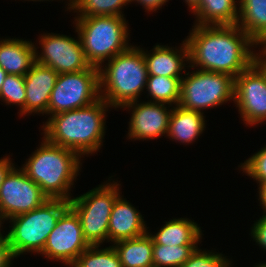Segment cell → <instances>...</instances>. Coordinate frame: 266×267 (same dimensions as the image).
Masks as SVG:
<instances>
[{"label":"cell","mask_w":266,"mask_h":267,"mask_svg":"<svg viewBox=\"0 0 266 267\" xmlns=\"http://www.w3.org/2000/svg\"><path fill=\"white\" fill-rule=\"evenodd\" d=\"M130 3L129 0H74L72 10L77 17L88 16H120L124 17L122 10ZM123 7V8H122Z\"/></svg>","instance_id":"25"},{"label":"cell","mask_w":266,"mask_h":267,"mask_svg":"<svg viewBox=\"0 0 266 267\" xmlns=\"http://www.w3.org/2000/svg\"><path fill=\"white\" fill-rule=\"evenodd\" d=\"M0 100L6 105H18L20 107V115L25 116V79L20 75H7L0 90Z\"/></svg>","instance_id":"28"},{"label":"cell","mask_w":266,"mask_h":267,"mask_svg":"<svg viewBox=\"0 0 266 267\" xmlns=\"http://www.w3.org/2000/svg\"><path fill=\"white\" fill-rule=\"evenodd\" d=\"M165 225L161 227L155 234H150L153 244H161L165 246H198L202 239L201 227L189 218L171 219L165 221Z\"/></svg>","instance_id":"19"},{"label":"cell","mask_w":266,"mask_h":267,"mask_svg":"<svg viewBox=\"0 0 266 267\" xmlns=\"http://www.w3.org/2000/svg\"><path fill=\"white\" fill-rule=\"evenodd\" d=\"M68 207L67 200L48 199L28 213L11 217L5 246L8 259L14 260L24 252L40 254L47 237Z\"/></svg>","instance_id":"5"},{"label":"cell","mask_w":266,"mask_h":267,"mask_svg":"<svg viewBox=\"0 0 266 267\" xmlns=\"http://www.w3.org/2000/svg\"><path fill=\"white\" fill-rule=\"evenodd\" d=\"M180 45L178 49H174L168 45L158 44L151 50L152 54L140 48L143 51L148 75L183 78L181 72L184 70L186 73L185 67H189L186 66L189 64V50L186 40Z\"/></svg>","instance_id":"17"},{"label":"cell","mask_w":266,"mask_h":267,"mask_svg":"<svg viewBox=\"0 0 266 267\" xmlns=\"http://www.w3.org/2000/svg\"><path fill=\"white\" fill-rule=\"evenodd\" d=\"M75 32L81 41L88 62L100 68L117 54L128 50L129 30L125 17L88 16L76 17Z\"/></svg>","instance_id":"6"},{"label":"cell","mask_w":266,"mask_h":267,"mask_svg":"<svg viewBox=\"0 0 266 267\" xmlns=\"http://www.w3.org/2000/svg\"><path fill=\"white\" fill-rule=\"evenodd\" d=\"M138 102V103H137ZM157 102L134 101L121 108L132 109L129 121L128 138L131 140H149L164 136L168 132L171 105Z\"/></svg>","instance_id":"14"},{"label":"cell","mask_w":266,"mask_h":267,"mask_svg":"<svg viewBox=\"0 0 266 267\" xmlns=\"http://www.w3.org/2000/svg\"><path fill=\"white\" fill-rule=\"evenodd\" d=\"M258 192H259V201L260 205L262 206V210H264L263 214L266 215V182H262L261 184L258 185Z\"/></svg>","instance_id":"34"},{"label":"cell","mask_w":266,"mask_h":267,"mask_svg":"<svg viewBox=\"0 0 266 267\" xmlns=\"http://www.w3.org/2000/svg\"><path fill=\"white\" fill-rule=\"evenodd\" d=\"M216 253V254H215ZM232 261L222 253L201 250L198 247L180 267H230Z\"/></svg>","instance_id":"29"},{"label":"cell","mask_w":266,"mask_h":267,"mask_svg":"<svg viewBox=\"0 0 266 267\" xmlns=\"http://www.w3.org/2000/svg\"><path fill=\"white\" fill-rule=\"evenodd\" d=\"M27 1H29V0H27ZM30 1H49V0H30ZM53 1V0H52ZM70 3H68V4H66V5H68L69 7H67V10H70V11H72V7H73V4H74V0H68Z\"/></svg>","instance_id":"41"},{"label":"cell","mask_w":266,"mask_h":267,"mask_svg":"<svg viewBox=\"0 0 266 267\" xmlns=\"http://www.w3.org/2000/svg\"><path fill=\"white\" fill-rule=\"evenodd\" d=\"M260 265L262 266V267H266V263L264 262V263H260Z\"/></svg>","instance_id":"43"},{"label":"cell","mask_w":266,"mask_h":267,"mask_svg":"<svg viewBox=\"0 0 266 267\" xmlns=\"http://www.w3.org/2000/svg\"><path fill=\"white\" fill-rule=\"evenodd\" d=\"M100 98L99 68L61 73L50 94L47 115L83 108Z\"/></svg>","instance_id":"9"},{"label":"cell","mask_w":266,"mask_h":267,"mask_svg":"<svg viewBox=\"0 0 266 267\" xmlns=\"http://www.w3.org/2000/svg\"><path fill=\"white\" fill-rule=\"evenodd\" d=\"M10 156H5L3 159H0V187L4 182L5 177L8 173L14 168V163H12L9 158Z\"/></svg>","instance_id":"33"},{"label":"cell","mask_w":266,"mask_h":267,"mask_svg":"<svg viewBox=\"0 0 266 267\" xmlns=\"http://www.w3.org/2000/svg\"><path fill=\"white\" fill-rule=\"evenodd\" d=\"M131 2H137L142 5L147 12H154L156 10L161 9V7L166 4L169 0H129Z\"/></svg>","instance_id":"32"},{"label":"cell","mask_w":266,"mask_h":267,"mask_svg":"<svg viewBox=\"0 0 266 267\" xmlns=\"http://www.w3.org/2000/svg\"><path fill=\"white\" fill-rule=\"evenodd\" d=\"M234 103L244 124L266 121V74L255 62L235 77Z\"/></svg>","instance_id":"12"},{"label":"cell","mask_w":266,"mask_h":267,"mask_svg":"<svg viewBox=\"0 0 266 267\" xmlns=\"http://www.w3.org/2000/svg\"><path fill=\"white\" fill-rule=\"evenodd\" d=\"M8 74L6 73V71H4L1 67H0V90L2 88V85H3V82L5 80V77L7 76Z\"/></svg>","instance_id":"39"},{"label":"cell","mask_w":266,"mask_h":267,"mask_svg":"<svg viewBox=\"0 0 266 267\" xmlns=\"http://www.w3.org/2000/svg\"><path fill=\"white\" fill-rule=\"evenodd\" d=\"M137 209L119 195L112 207L109 220V242L137 238L148 232V227Z\"/></svg>","instance_id":"16"},{"label":"cell","mask_w":266,"mask_h":267,"mask_svg":"<svg viewBox=\"0 0 266 267\" xmlns=\"http://www.w3.org/2000/svg\"><path fill=\"white\" fill-rule=\"evenodd\" d=\"M122 267H153V239L150 234L113 244Z\"/></svg>","instance_id":"21"},{"label":"cell","mask_w":266,"mask_h":267,"mask_svg":"<svg viewBox=\"0 0 266 267\" xmlns=\"http://www.w3.org/2000/svg\"><path fill=\"white\" fill-rule=\"evenodd\" d=\"M148 71L140 46H131L99 68L100 97L110 108L138 101L146 88ZM103 88V89H102Z\"/></svg>","instance_id":"4"},{"label":"cell","mask_w":266,"mask_h":267,"mask_svg":"<svg viewBox=\"0 0 266 267\" xmlns=\"http://www.w3.org/2000/svg\"><path fill=\"white\" fill-rule=\"evenodd\" d=\"M203 114L179 105L173 106L166 137L182 144H191L202 134L203 130L205 131Z\"/></svg>","instance_id":"20"},{"label":"cell","mask_w":266,"mask_h":267,"mask_svg":"<svg viewBox=\"0 0 266 267\" xmlns=\"http://www.w3.org/2000/svg\"><path fill=\"white\" fill-rule=\"evenodd\" d=\"M109 107L100 98L89 106L49 116L41 129L43 137L52 144L76 152L80 157L92 155L103 145Z\"/></svg>","instance_id":"2"},{"label":"cell","mask_w":266,"mask_h":267,"mask_svg":"<svg viewBox=\"0 0 266 267\" xmlns=\"http://www.w3.org/2000/svg\"><path fill=\"white\" fill-rule=\"evenodd\" d=\"M251 236L253 240L259 245V247L264 248L266 251V215L263 214L254 224L251 229Z\"/></svg>","instance_id":"31"},{"label":"cell","mask_w":266,"mask_h":267,"mask_svg":"<svg viewBox=\"0 0 266 267\" xmlns=\"http://www.w3.org/2000/svg\"><path fill=\"white\" fill-rule=\"evenodd\" d=\"M197 247L153 244V267H180Z\"/></svg>","instance_id":"27"},{"label":"cell","mask_w":266,"mask_h":267,"mask_svg":"<svg viewBox=\"0 0 266 267\" xmlns=\"http://www.w3.org/2000/svg\"><path fill=\"white\" fill-rule=\"evenodd\" d=\"M235 0H201L192 12L194 25H237L239 8Z\"/></svg>","instance_id":"22"},{"label":"cell","mask_w":266,"mask_h":267,"mask_svg":"<svg viewBox=\"0 0 266 267\" xmlns=\"http://www.w3.org/2000/svg\"><path fill=\"white\" fill-rule=\"evenodd\" d=\"M181 79L165 76L148 75L146 91L151 100L148 102L178 105L180 99ZM153 99V100H152Z\"/></svg>","instance_id":"24"},{"label":"cell","mask_w":266,"mask_h":267,"mask_svg":"<svg viewBox=\"0 0 266 267\" xmlns=\"http://www.w3.org/2000/svg\"><path fill=\"white\" fill-rule=\"evenodd\" d=\"M31 155L21 168L26 175L40 186L49 199L70 201L72 196L69 191L81 170V157L70 149L48 142L44 137L40 147Z\"/></svg>","instance_id":"3"},{"label":"cell","mask_w":266,"mask_h":267,"mask_svg":"<svg viewBox=\"0 0 266 267\" xmlns=\"http://www.w3.org/2000/svg\"><path fill=\"white\" fill-rule=\"evenodd\" d=\"M78 40L56 33H45L39 37L41 54L36 49V62L40 65L54 69L58 74L78 72L90 69L79 36Z\"/></svg>","instance_id":"11"},{"label":"cell","mask_w":266,"mask_h":267,"mask_svg":"<svg viewBox=\"0 0 266 267\" xmlns=\"http://www.w3.org/2000/svg\"><path fill=\"white\" fill-rule=\"evenodd\" d=\"M191 73L188 71L181 79L180 107L204 113L203 110L234 101V77L199 69Z\"/></svg>","instance_id":"8"},{"label":"cell","mask_w":266,"mask_h":267,"mask_svg":"<svg viewBox=\"0 0 266 267\" xmlns=\"http://www.w3.org/2000/svg\"><path fill=\"white\" fill-rule=\"evenodd\" d=\"M58 73L37 62L25 74V115L47 114L50 94L58 78Z\"/></svg>","instance_id":"15"},{"label":"cell","mask_w":266,"mask_h":267,"mask_svg":"<svg viewBox=\"0 0 266 267\" xmlns=\"http://www.w3.org/2000/svg\"><path fill=\"white\" fill-rule=\"evenodd\" d=\"M192 27L185 38L189 67L235 78L255 62L256 51L252 47L258 46L238 25Z\"/></svg>","instance_id":"1"},{"label":"cell","mask_w":266,"mask_h":267,"mask_svg":"<svg viewBox=\"0 0 266 267\" xmlns=\"http://www.w3.org/2000/svg\"><path fill=\"white\" fill-rule=\"evenodd\" d=\"M260 45L262 48L260 52L266 57V38L258 44L259 47Z\"/></svg>","instance_id":"40"},{"label":"cell","mask_w":266,"mask_h":267,"mask_svg":"<svg viewBox=\"0 0 266 267\" xmlns=\"http://www.w3.org/2000/svg\"><path fill=\"white\" fill-rule=\"evenodd\" d=\"M237 25L258 45L266 38V0H240Z\"/></svg>","instance_id":"23"},{"label":"cell","mask_w":266,"mask_h":267,"mask_svg":"<svg viewBox=\"0 0 266 267\" xmlns=\"http://www.w3.org/2000/svg\"><path fill=\"white\" fill-rule=\"evenodd\" d=\"M5 220H7L6 218H5V216H4V214H3V212L0 210V242H7V234H5V236L4 235H2V233H1V226H2V224H3V222L5 221ZM3 221V222H2Z\"/></svg>","instance_id":"38"},{"label":"cell","mask_w":266,"mask_h":267,"mask_svg":"<svg viewBox=\"0 0 266 267\" xmlns=\"http://www.w3.org/2000/svg\"><path fill=\"white\" fill-rule=\"evenodd\" d=\"M240 165L243 173L256 180L257 184L266 182V145Z\"/></svg>","instance_id":"30"},{"label":"cell","mask_w":266,"mask_h":267,"mask_svg":"<svg viewBox=\"0 0 266 267\" xmlns=\"http://www.w3.org/2000/svg\"><path fill=\"white\" fill-rule=\"evenodd\" d=\"M255 63L264 71L266 74V57L260 52L255 54Z\"/></svg>","instance_id":"35"},{"label":"cell","mask_w":266,"mask_h":267,"mask_svg":"<svg viewBox=\"0 0 266 267\" xmlns=\"http://www.w3.org/2000/svg\"><path fill=\"white\" fill-rule=\"evenodd\" d=\"M48 199L20 167H14L0 187V210L7 220L36 209Z\"/></svg>","instance_id":"13"},{"label":"cell","mask_w":266,"mask_h":267,"mask_svg":"<svg viewBox=\"0 0 266 267\" xmlns=\"http://www.w3.org/2000/svg\"><path fill=\"white\" fill-rule=\"evenodd\" d=\"M99 247L100 245H90L70 267H122L113 245L102 249Z\"/></svg>","instance_id":"26"},{"label":"cell","mask_w":266,"mask_h":267,"mask_svg":"<svg viewBox=\"0 0 266 267\" xmlns=\"http://www.w3.org/2000/svg\"><path fill=\"white\" fill-rule=\"evenodd\" d=\"M5 246L6 242H0V267L8 260Z\"/></svg>","instance_id":"36"},{"label":"cell","mask_w":266,"mask_h":267,"mask_svg":"<svg viewBox=\"0 0 266 267\" xmlns=\"http://www.w3.org/2000/svg\"><path fill=\"white\" fill-rule=\"evenodd\" d=\"M69 201L80 219L83 235L90 245L109 242V220L113 204L120 195V184L113 180Z\"/></svg>","instance_id":"7"},{"label":"cell","mask_w":266,"mask_h":267,"mask_svg":"<svg viewBox=\"0 0 266 267\" xmlns=\"http://www.w3.org/2000/svg\"><path fill=\"white\" fill-rule=\"evenodd\" d=\"M34 43L24 39H2L0 41V67L9 75L25 74L36 63Z\"/></svg>","instance_id":"18"},{"label":"cell","mask_w":266,"mask_h":267,"mask_svg":"<svg viewBox=\"0 0 266 267\" xmlns=\"http://www.w3.org/2000/svg\"><path fill=\"white\" fill-rule=\"evenodd\" d=\"M90 244L83 235L76 212L69 206L60 216L52 232L47 237L40 253L49 260H57L69 267Z\"/></svg>","instance_id":"10"},{"label":"cell","mask_w":266,"mask_h":267,"mask_svg":"<svg viewBox=\"0 0 266 267\" xmlns=\"http://www.w3.org/2000/svg\"><path fill=\"white\" fill-rule=\"evenodd\" d=\"M12 259H8L1 267H11L10 265L13 263Z\"/></svg>","instance_id":"42"},{"label":"cell","mask_w":266,"mask_h":267,"mask_svg":"<svg viewBox=\"0 0 266 267\" xmlns=\"http://www.w3.org/2000/svg\"><path fill=\"white\" fill-rule=\"evenodd\" d=\"M254 267H262V266L258 263V265H255Z\"/></svg>","instance_id":"44"},{"label":"cell","mask_w":266,"mask_h":267,"mask_svg":"<svg viewBox=\"0 0 266 267\" xmlns=\"http://www.w3.org/2000/svg\"><path fill=\"white\" fill-rule=\"evenodd\" d=\"M184 2L188 5V8L191 12H193L200 4L201 0H184Z\"/></svg>","instance_id":"37"}]
</instances>
